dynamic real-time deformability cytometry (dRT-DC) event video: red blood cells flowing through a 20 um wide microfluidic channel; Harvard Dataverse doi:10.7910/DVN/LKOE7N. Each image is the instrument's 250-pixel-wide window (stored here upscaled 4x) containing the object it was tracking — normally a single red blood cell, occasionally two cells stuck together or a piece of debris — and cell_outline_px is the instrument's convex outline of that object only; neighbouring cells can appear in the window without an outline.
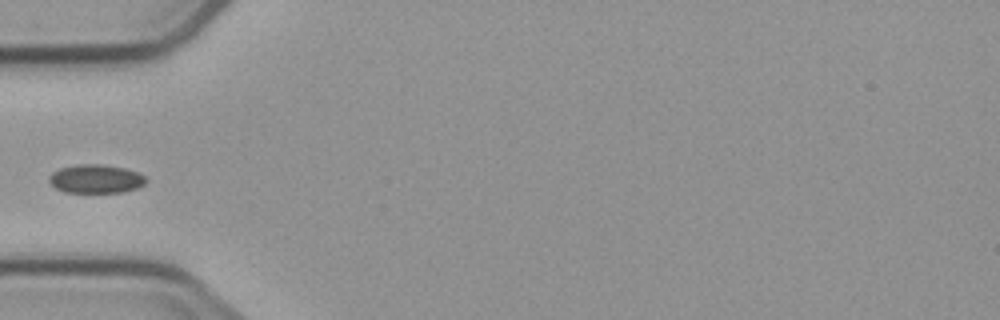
{"species": "common noctule bat (a hibernating species)", "species_latin": "Nyctalus noctula", "temperature_condition": "cold", "stored_images_in_passage": 7, "camera_frame_rate_fps": 3000, "um_per_image_px": 0.085, "animal": {"sex": "male", "body_mass_g": 23.1, "forearm_length_mm": 52.7}, "frame": {"image": 1, "passage_image": 4, "time_ms": 4.0, "image_size_px": [1000, 320], "cell_outline_px": [[148, 180], [144, 184], [136, 188], [124, 192], [64, 192], [56, 188], [48, 180], [48, 176], [52, 172], [60, 168], [76, 164], [100, 164], [124, 168], [136, 172], [144, 176]], "centroid_in_image_um": [8.12, 15.2], "position_along_channel_um": 76.9, "area_um2": 16.13}}
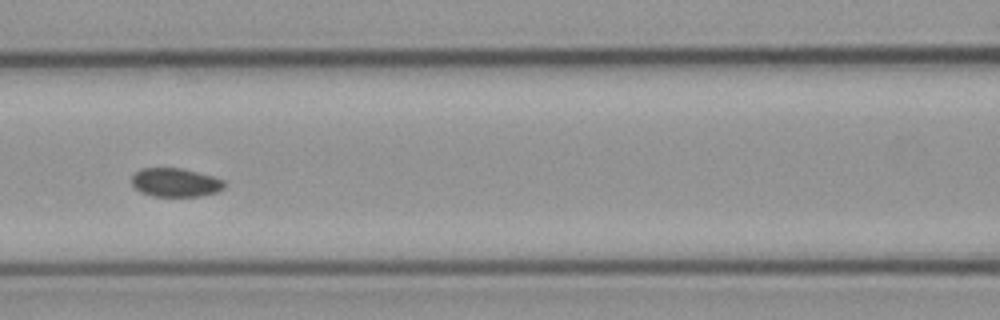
{"frame": {"image": 2, "passage_image": 6, "time_ms": 6.0, "image_size_px": [1000, 320], "cell_outline_px": [[224, 188], [216, 192], [200, 196], [152, 196], [140, 192], [132, 184], [132, 176], [140, 168], [180, 168], [212, 176], [224, 180]], "centroid_in_image_um": [14.89, 15.51], "position_along_channel_um": 151.7, "area_um2": 15.37}}
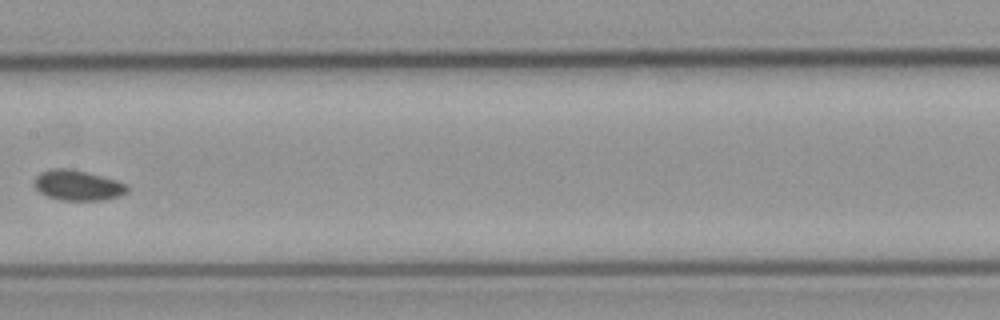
{"frame": {"image": 3, "passage_image": 7, "time_ms": 7.333, "image_size_px": [1000, 320], "cell_outline_px": [[128, 192], [120, 196], [104, 200], [60, 200], [48, 196], [40, 192], [36, 188], [32, 180], [40, 172], [48, 168], [68, 168], [116, 180], [124, 184], [128, 188]], "centroid_in_image_um": [6.56, 15.75], "position_along_channel_um": 200.8, "area_um2": 16.36}}